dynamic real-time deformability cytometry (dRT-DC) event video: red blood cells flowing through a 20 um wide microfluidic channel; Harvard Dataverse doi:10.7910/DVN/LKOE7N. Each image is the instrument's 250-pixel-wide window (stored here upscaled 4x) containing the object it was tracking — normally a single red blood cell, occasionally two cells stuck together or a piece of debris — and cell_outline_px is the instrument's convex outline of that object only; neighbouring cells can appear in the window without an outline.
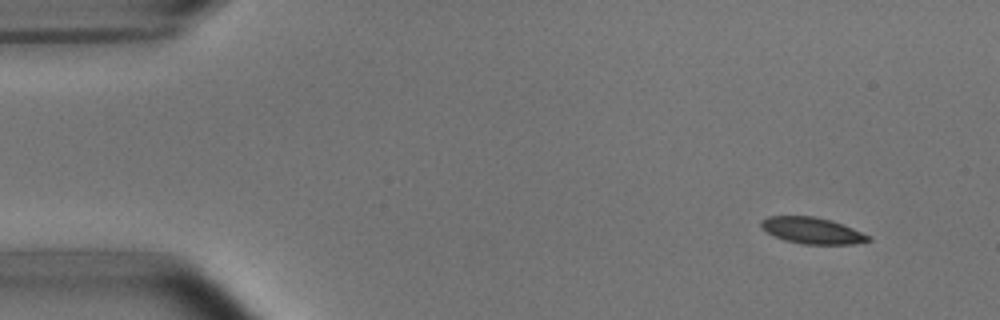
{"species": "common noctule bat (a hibernating species)", "species_latin": "Nyctalus noctula", "temperature_condition": "room temperature", "stored_images_in_passage": 49, "camera_frame_rate_fps": 3000, "um_per_image_px": 0.085, "animal": {"sex": "male", "body_mass_g": 15.6}, "frame": {"image": 1, "passage_image": 1, "time_ms": 0.0, "image_size_px": [1000, 320], "cell_outline_px": [[872, 240], [852, 244], [804, 244], [784, 240], [768, 232], [760, 224], [760, 220], [768, 216], [812, 216], [832, 220], [872, 236]], "centroid_in_image_um": [69.06, 19.59], "position_along_channel_um": 15.9, "area_um2": 16.36}}
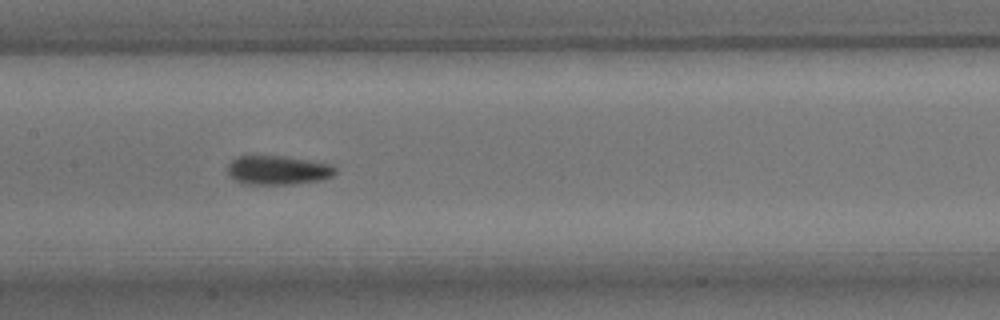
{"frame": {"image": 2, "passage_image": 22, "time_ms": 7.0, "image_size_px": [1000, 320], "cell_outline_px": [[336, 172], [332, 176], [324, 180], [292, 184], [244, 184], [228, 176], [228, 164], [236, 156], [284, 156], [332, 164], [336, 168]], "centroid_in_image_um": [23.63, 14.47], "position_along_channel_um": 183.8, "area_um2": 18.38}}
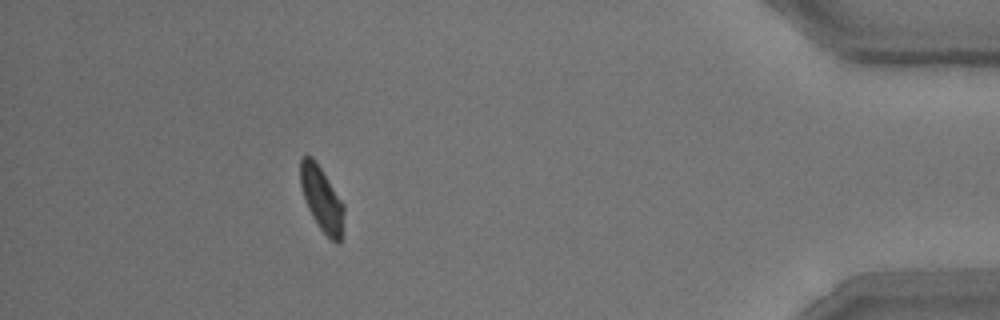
{"frame": {"image": 3, "passage_image": 44, "time_ms": 14.333, "image_size_px": [1000, 320], "cell_outline_px": [[344, 212], [340, 244], [336, 244], [320, 228], [312, 216], [308, 208], [300, 184], [300, 160], [304, 156], [312, 156], [316, 160], [344, 204]], "centroid_in_image_um": [27.35, 16.89], "position_along_channel_um": 407.8, "area_um2": 16.24}, "authors_computed_cell_mechanics": {"area_um2": 17.3978, "velocity_mm_per_s": 3.7829, "shape_relaxation_time_tau1_ms": 4.1927, "shape_relaxation_time_tau2_ms": 3.8421, "deformation_change_tau1": 0.1185, "deformation_change_tau2": 0.0729}}